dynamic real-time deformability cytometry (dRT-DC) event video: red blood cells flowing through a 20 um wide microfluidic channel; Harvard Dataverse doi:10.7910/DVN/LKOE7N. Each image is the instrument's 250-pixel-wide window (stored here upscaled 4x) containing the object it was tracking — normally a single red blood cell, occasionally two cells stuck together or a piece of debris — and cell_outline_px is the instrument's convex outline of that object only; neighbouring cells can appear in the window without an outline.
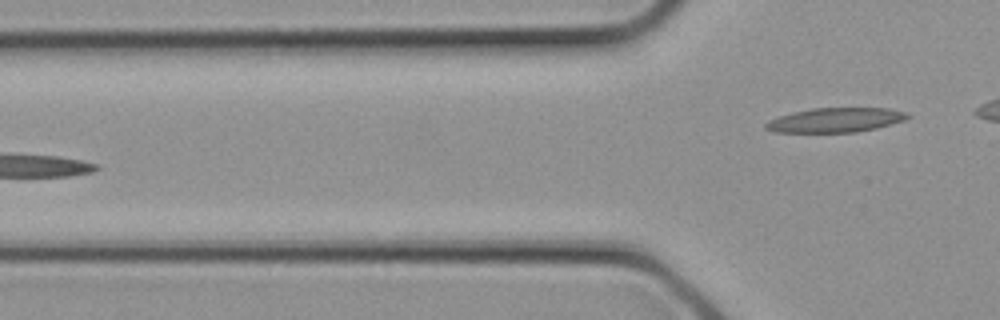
{"species": "common noctule bat (a hibernating species)", "species_latin": "Nyctalus noctula", "temperature_condition": "cold", "stored_images_in_passage": 11, "segment_of_instrument_passage": [2, 2], "camera_frame_rate_fps": 3000, "um_per_image_px": 0.085, "animal": {"sex": "female", "body_mass_g": 21.9}, "frame": {"image": 1, "passage_image": 11, "time_ms": 3.333, "image_size_px": [1000, 320], "cell_outline_px": [[912, 116], [904, 120], [876, 128], [856, 132], [772, 132], [764, 128], [764, 124], [768, 120], [792, 112], [812, 108], [888, 108], [908, 112]], "centroid_in_image_um": [71.01, 10.2], "position_along_channel_um": 54.8, "area_um2": 20.29}}